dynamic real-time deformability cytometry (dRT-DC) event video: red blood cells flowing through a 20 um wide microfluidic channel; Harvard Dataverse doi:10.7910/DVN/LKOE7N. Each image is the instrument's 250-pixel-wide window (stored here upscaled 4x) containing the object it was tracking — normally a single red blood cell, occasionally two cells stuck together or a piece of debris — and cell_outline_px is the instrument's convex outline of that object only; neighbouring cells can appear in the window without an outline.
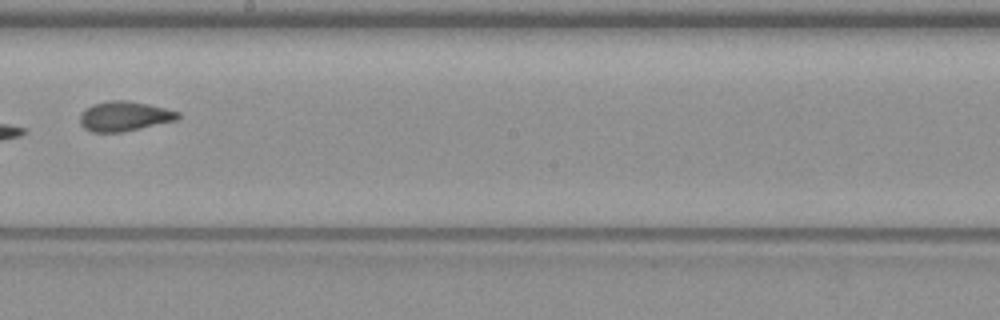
{"species": "common noctule bat (a hibernating species)", "species_latin": "Nyctalus noctula", "temperature_condition": "warm", "stored_images_in_passage": 9, "camera_frame_rate_fps": 3000, "um_per_image_px": 0.085, "animal": {"sex": "female", "body_mass_g": 19.3, "forearm_length_mm": 54.1}, "frame": {"image": 1, "passage_image": 8, "time_ms": 9.333, "image_size_px": [1000, 320], "cell_outline_px": [[180, 116], [176, 120], [140, 128], [120, 132], [92, 132], [84, 128], [80, 124], [80, 116], [92, 104], [108, 100], [128, 100], [148, 104], [180, 112]], "centroid_in_image_um": [10.57, 9.87], "position_along_channel_um": 237.6, "area_um2": 16.82}}
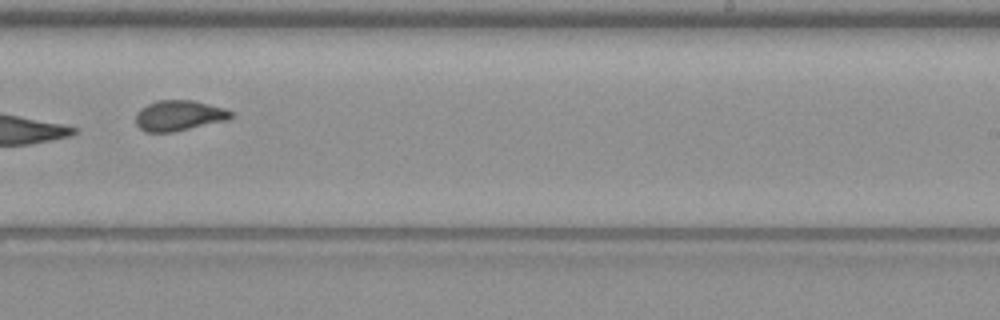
{"frame": {"image": 2, "passage_image": 9, "time_ms": 10.333, "image_size_px": [1000, 320], "cell_outline_px": [[232, 116], [224, 120], [172, 132], [144, 132], [136, 124], [136, 112], [140, 108], [148, 104], [160, 100], [192, 100], [224, 108], [232, 112]], "centroid_in_image_um": [15.15, 9.82], "position_along_channel_um": 273.9, "area_um2": 16.59}}